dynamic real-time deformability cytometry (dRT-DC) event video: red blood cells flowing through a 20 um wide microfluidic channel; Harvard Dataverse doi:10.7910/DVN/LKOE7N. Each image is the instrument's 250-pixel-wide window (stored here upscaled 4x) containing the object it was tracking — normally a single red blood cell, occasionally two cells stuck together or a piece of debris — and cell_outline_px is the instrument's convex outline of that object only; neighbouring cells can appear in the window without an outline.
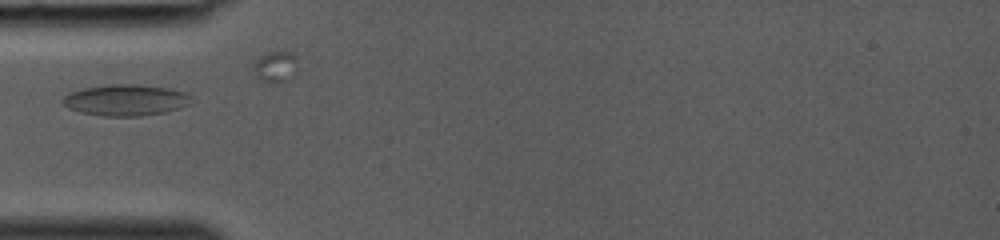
{"species": "common noctule bat (a hibernating species)", "species_latin": "Nyctalus noctula", "temperature_condition": "room temperature", "stored_images_in_passage": 8, "camera_frame_rate_fps": 3000, "um_per_image_px": 0.085, "animal": {"sex": "female", "body_mass_g": 19.0, "forearm_length_mm": 53.3}, "frame": {"image": 1, "passage_image": 1, "time_ms": 0.0, "image_size_px": [1000, 240], "cell_outline_px": [[192, 96], [188, 104], [180, 108], [168, 112], [140, 116], [100, 116], [80, 112], [68, 108], [60, 100], [68, 92], [84, 88], [108, 84], [136, 84], [168, 88], [184, 92]], "centroid_in_image_um": [10.66, 8.51], "position_along_channel_um": 74.3, "area_um2": 23.58}}
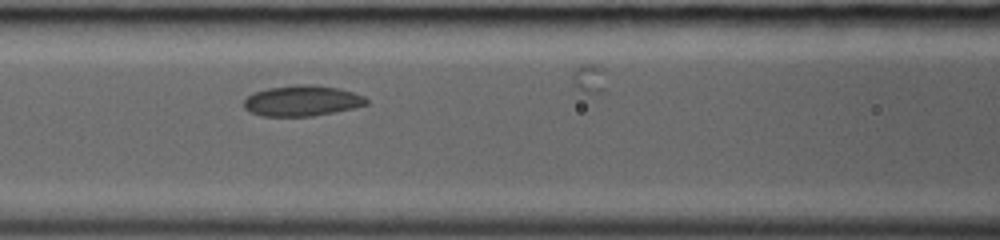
{"frame": {"image": 2, "passage_image": 5, "time_ms": 1.333, "image_size_px": [1000, 240], "cell_outline_px": [[368, 104], [352, 108], [312, 116], [260, 116], [248, 112], [244, 108], [244, 100], [252, 92], [268, 88], [296, 84], [312, 84], [340, 88], [364, 96], [368, 100]], "centroid_in_image_um": [25.63, 8.56], "position_along_channel_um": 141.0, "area_um2": 22.02}}
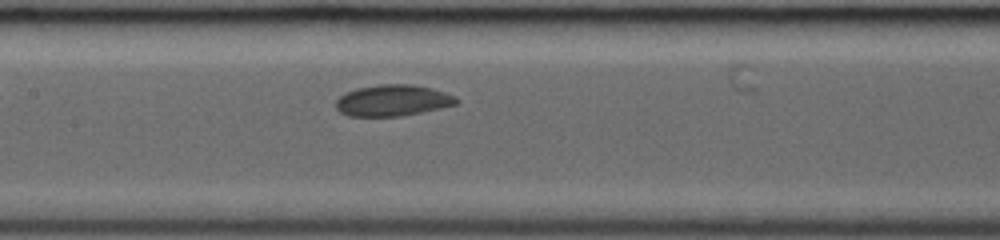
{"frame": {"image": 3, "passage_image": 7, "time_ms": 2.0, "image_size_px": [1000, 240], "cell_outline_px": [[460, 100], [456, 104], [440, 108], [400, 116], [348, 116], [340, 112], [336, 108], [336, 100], [340, 96], [356, 88], [380, 84], [412, 84], [432, 88], [456, 96]], "centroid_in_image_um": [33.39, 8.53], "position_along_channel_um": 174.0, "area_um2": 21.91}}